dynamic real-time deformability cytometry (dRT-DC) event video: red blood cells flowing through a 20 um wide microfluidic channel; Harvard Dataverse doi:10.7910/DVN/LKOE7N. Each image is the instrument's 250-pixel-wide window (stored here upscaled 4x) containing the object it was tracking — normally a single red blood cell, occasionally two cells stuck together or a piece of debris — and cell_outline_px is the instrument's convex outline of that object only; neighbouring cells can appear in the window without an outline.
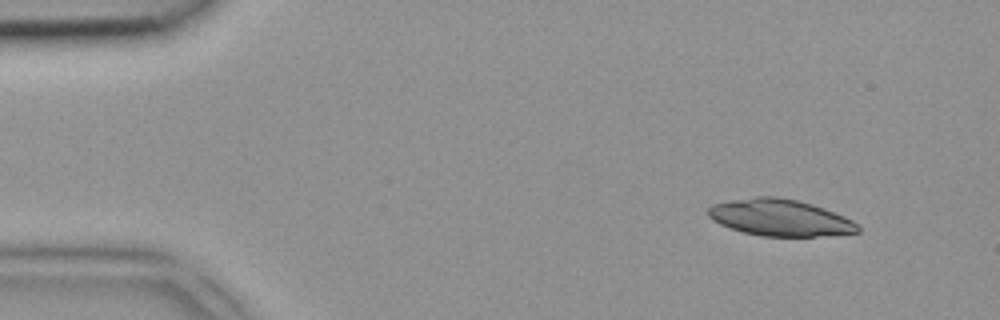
{"species": "common noctule bat (a hibernating species)", "species_latin": "Nyctalus noctula", "temperature_condition": "room temperature", "stored_images_in_passage": 4, "segment_of_instrument_passage": [2, 2], "camera_frame_rate_fps": 3000, "um_per_image_px": 0.085, "animal": {"sex": "female", "body_mass_g": 18.4}, "frame": {"image": 1, "passage_image": 4, "time_ms": 1.0, "image_size_px": [1000, 320], "cell_outline_px": [[860, 232], [816, 236], [760, 236], [744, 232], [720, 224], [712, 220], [708, 216], [708, 208], [712, 204], [728, 200], [756, 196], [776, 196], [796, 200], [812, 204], [824, 208], [844, 216], [852, 220], [860, 228]], "centroid_in_image_um": [66.27, 18.49], "position_along_channel_um": 18.7, "area_um2": 31.91}}